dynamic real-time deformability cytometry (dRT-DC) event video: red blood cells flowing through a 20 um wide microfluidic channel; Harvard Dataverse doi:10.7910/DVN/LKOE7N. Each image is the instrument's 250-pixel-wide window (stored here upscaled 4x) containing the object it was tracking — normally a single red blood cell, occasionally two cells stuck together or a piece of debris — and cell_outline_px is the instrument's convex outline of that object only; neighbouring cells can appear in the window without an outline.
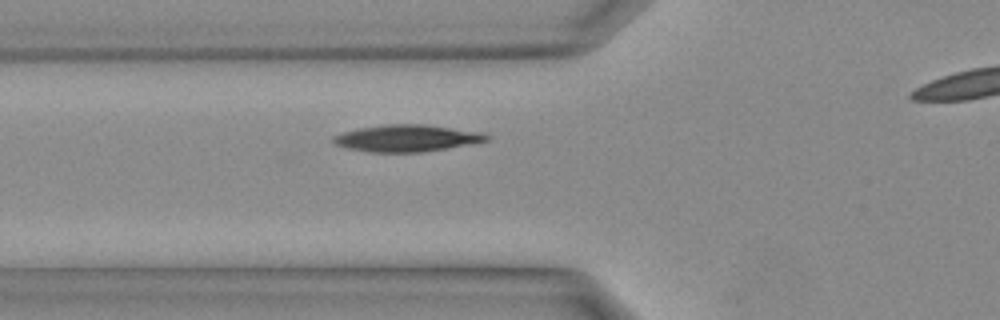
{"species": "Egyptian fruit bat (a non-hibernating species)", "species_latin": "Rousettus aegyptiacus", "temperature_condition": "warm", "stored_images_in_passage": 22, "camera_frame_rate_fps": 3000, "um_per_image_px": 0.085, "animal": {"sex": "female"}, "frame": {"image": 1, "passage_image": 4, "time_ms": 1.0, "image_size_px": [1000, 320], "cell_outline_px": [[492, 136], [488, 140], [448, 148], [420, 152], [368, 152], [348, 148], [336, 144], [332, 140], [332, 136], [344, 132], [360, 128], [388, 124], [428, 124], [484, 132]], "centroid_in_image_um": [34.63, 11.74], "position_along_channel_um": 91.2, "area_um2": 23.99}}
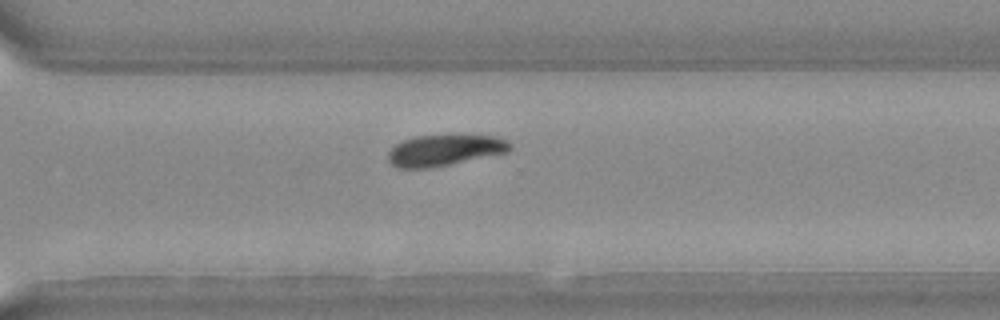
{"frame": {"image": 2, "passage_image": 16, "time_ms": 5.0, "image_size_px": [1000, 320], "cell_outline_px": [[512, 148], [508, 152], [428, 168], [396, 168], [388, 160], [388, 152], [396, 144], [404, 140], [416, 136], [460, 132], [500, 136], [508, 140], [512, 144]], "centroid_in_image_um": [37.87, 12.7], "position_along_channel_um": 332.7, "area_um2": 23.0}}
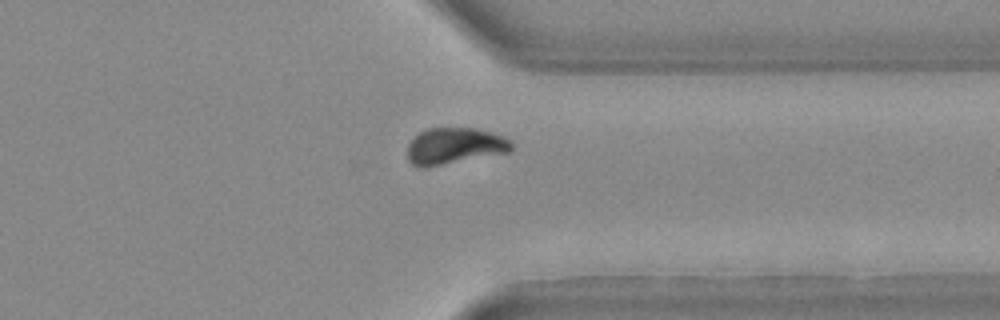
{"frame": {"image": 3, "passage_image": 18, "time_ms": 5.667, "image_size_px": [1000, 320], "cell_outline_px": [[512, 148], [508, 152], [424, 168], [420, 168], [412, 164], [408, 160], [408, 144], [420, 132], [428, 128], [476, 128], [492, 132], [512, 140]], "centroid_in_image_um": [38.63, 12.41], "position_along_channel_um": 372.8, "area_um2": 22.02}}